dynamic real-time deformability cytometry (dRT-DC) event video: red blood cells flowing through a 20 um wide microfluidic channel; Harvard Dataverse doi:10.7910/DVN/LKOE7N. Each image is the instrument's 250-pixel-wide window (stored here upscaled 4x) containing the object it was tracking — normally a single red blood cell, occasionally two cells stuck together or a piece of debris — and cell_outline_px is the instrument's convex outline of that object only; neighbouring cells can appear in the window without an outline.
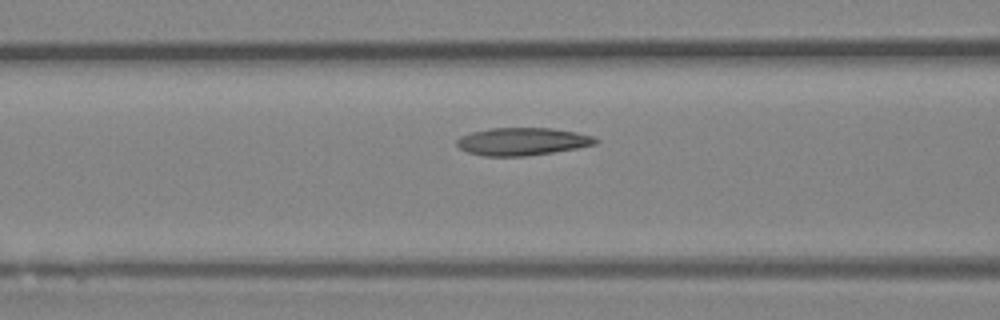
{"species": "Egyptian fruit bat (a non-hibernating species)", "species_latin": "Rousettus aegyptiacus", "temperature_condition": "room temperature", "stored_images_in_passage": 5, "camera_frame_rate_fps": 3000, "um_per_image_px": 0.085, "animal": {"sex": "female"}, "frame": {"image": 1, "passage_image": 5, "time_ms": 5.667, "image_size_px": [1000, 320], "cell_outline_px": [[600, 140], [596, 144], [576, 148], [552, 152], [524, 156], [484, 156], [468, 152], [460, 148], [456, 144], [456, 140], [460, 136], [472, 132], [492, 128], [552, 128], [576, 132], [592, 136]], "centroid_in_image_um": [44.39, 12.02], "position_along_channel_um": 122.2, "area_um2": 22.25}}